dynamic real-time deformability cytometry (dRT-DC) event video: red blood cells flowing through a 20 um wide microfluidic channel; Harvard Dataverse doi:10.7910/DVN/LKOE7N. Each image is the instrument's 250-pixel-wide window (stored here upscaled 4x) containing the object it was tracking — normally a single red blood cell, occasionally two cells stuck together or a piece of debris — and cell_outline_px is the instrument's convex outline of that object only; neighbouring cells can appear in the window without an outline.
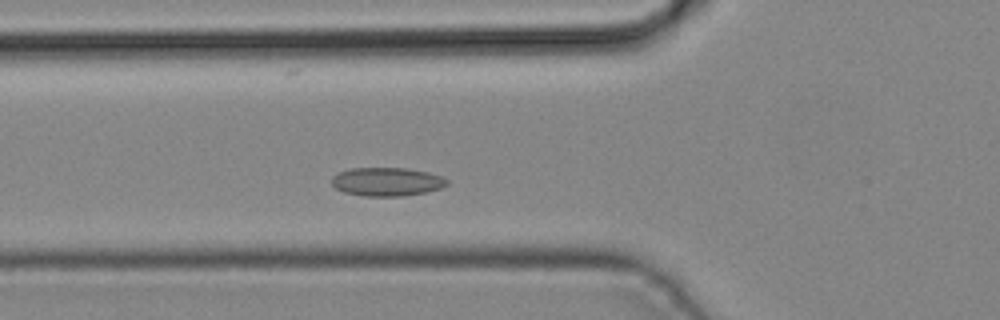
{"species": "common noctule bat (a hibernating species)", "species_latin": "Nyctalus noctula", "temperature_condition": "cold", "stored_images_in_passage": 34, "camera_frame_rate_fps": 3000, "um_per_image_px": 0.085, "animal": {"sex": "male", "body_mass_g": 19.2, "forearm_length_mm": 51.8}, "frame": {"image": 1, "passage_image": 8, "time_ms": 2.333, "image_size_px": [1000, 320], "cell_outline_px": [[448, 184], [440, 188], [424, 192], [404, 196], [364, 196], [344, 192], [336, 188], [332, 184], [332, 176], [336, 172], [348, 168], [404, 168], [428, 172], [440, 176], [448, 180]], "centroid_in_image_um": [32.84, 15.44], "position_along_channel_um": 93.0, "area_um2": 19.19}}
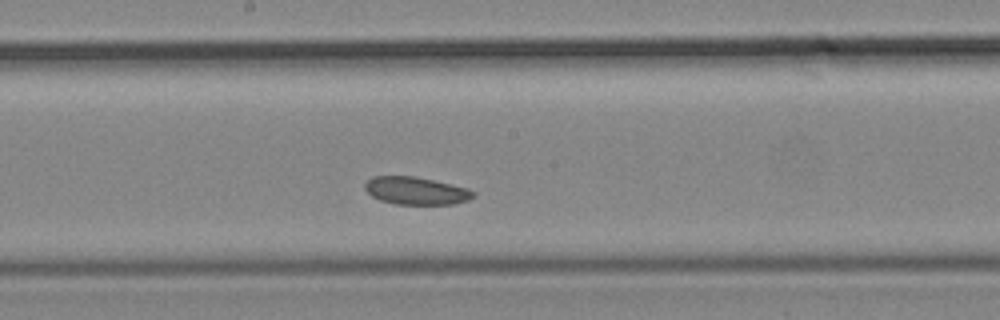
{"frame": {"image": 2, "passage_image": 16, "time_ms": 5.0, "image_size_px": [1000, 320], "cell_outline_px": [[476, 196], [468, 200], [452, 204], [396, 204], [380, 200], [372, 196], [364, 188], [364, 184], [372, 176], [412, 176], [432, 180], [468, 188], [476, 192]], "centroid_in_image_um": [35.37, 16.21], "position_along_channel_um": 212.8, "area_um2": 17.4}}
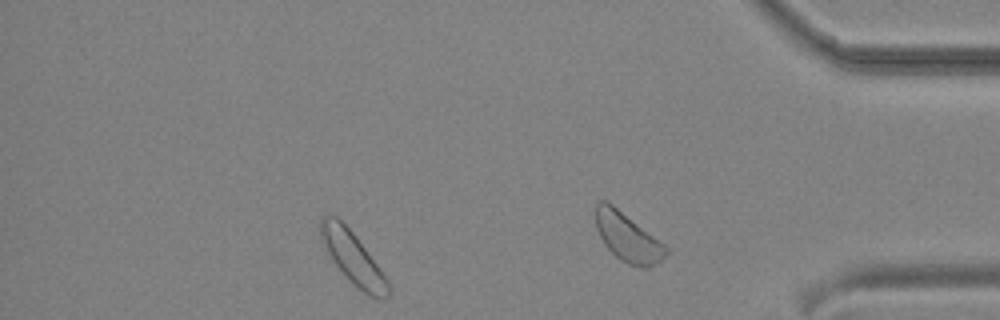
{"frame": {"image": 3, "passage_image": 28, "time_ms": 9.0, "image_size_px": [1000, 320], "cell_outline_px": [[392, 292], [388, 296], [368, 296], [352, 284], [328, 260], [320, 240], [320, 216], [328, 212], [336, 216], [356, 236], [388, 280]], "centroid_in_image_um": [29.9, 21.88], "position_along_channel_um": 405.3, "area_um2": 21.1}}